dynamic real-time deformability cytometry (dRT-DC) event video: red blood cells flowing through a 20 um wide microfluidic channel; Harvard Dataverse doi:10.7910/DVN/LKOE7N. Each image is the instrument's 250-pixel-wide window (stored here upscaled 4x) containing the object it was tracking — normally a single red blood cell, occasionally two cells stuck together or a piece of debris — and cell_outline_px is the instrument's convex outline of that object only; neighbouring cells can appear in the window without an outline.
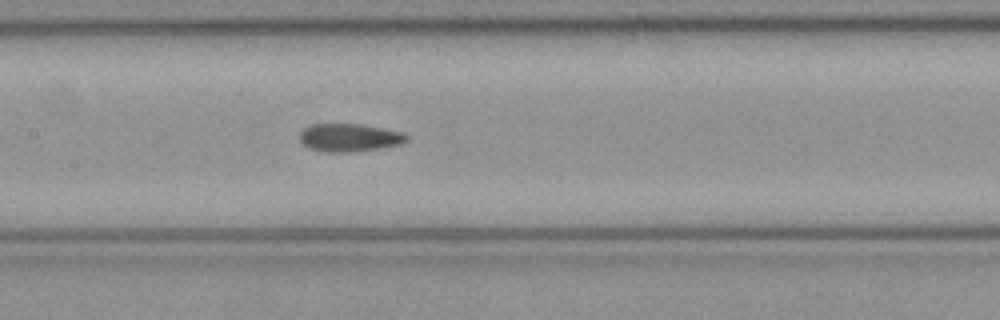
{"species": "common noctule bat (a hibernating species)", "species_latin": "Nyctalus noctula", "temperature_condition": "cold", "stored_images_in_passage": 23, "camera_frame_rate_fps": 3000, "um_per_image_px": 0.085, "animal": {"sex": "female", "body_mass_g": 21.9}, "frame": {"image": 1, "passage_image": 14, "time_ms": 4.333, "image_size_px": [1000, 320], "cell_outline_px": [[408, 140], [400, 144], [380, 148], [352, 152], [328, 152], [308, 148], [300, 140], [300, 132], [304, 128], [312, 124], [360, 124], [384, 128], [404, 132], [408, 136]], "centroid_in_image_um": [29.72, 11.69], "position_along_channel_um": 177.7, "area_um2": 17.46}}
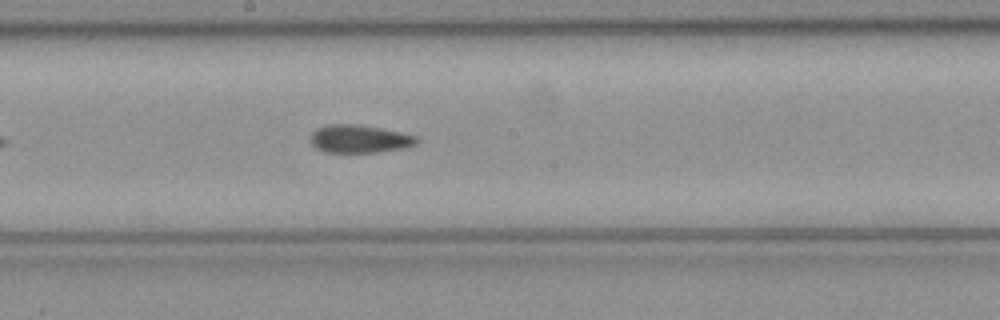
{"frame": {"image": 2, "passage_image": 17, "time_ms": 5.333, "image_size_px": [1000, 320], "cell_outline_px": [[420, 140], [416, 144], [408, 148], [376, 152], [324, 152], [316, 148], [312, 144], [312, 132], [316, 128], [328, 124], [356, 124], [380, 128], [400, 132], [416, 136]], "centroid_in_image_um": [30.58, 11.81], "position_along_channel_um": 217.6, "area_um2": 17.34}}